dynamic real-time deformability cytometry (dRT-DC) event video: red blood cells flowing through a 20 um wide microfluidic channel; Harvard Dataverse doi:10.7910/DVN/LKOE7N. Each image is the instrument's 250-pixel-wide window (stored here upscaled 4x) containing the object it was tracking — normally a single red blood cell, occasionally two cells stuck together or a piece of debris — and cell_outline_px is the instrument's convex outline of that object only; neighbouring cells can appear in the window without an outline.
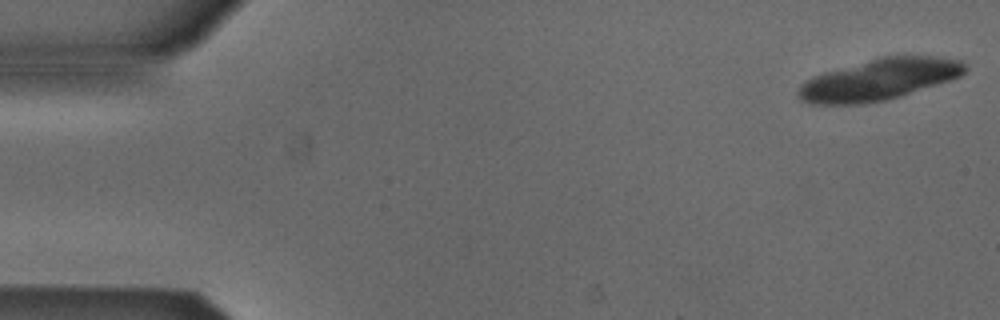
{"species": "Egyptian fruit bat (a non-hibernating species)", "species_latin": "Rousettus aegyptiacus", "temperature_condition": "cold", "stored_images_in_passage": 17, "camera_frame_rate_fps": 3000, "um_per_image_px": 0.085, "animal": {"sex": "male"}, "frame": {"image": 1, "passage_image": 1, "time_ms": 0.0, "image_size_px": [1000, 320], "cell_outline_px": [[968, 68], [960, 76], [888, 100], [860, 104], [808, 104], [800, 100], [796, 92], [800, 84], [812, 76], [824, 72], [880, 56], [936, 56], [960, 60]], "centroid_in_image_um": [74.66, 6.76], "position_along_channel_um": 10.3, "area_um2": 40.11}}